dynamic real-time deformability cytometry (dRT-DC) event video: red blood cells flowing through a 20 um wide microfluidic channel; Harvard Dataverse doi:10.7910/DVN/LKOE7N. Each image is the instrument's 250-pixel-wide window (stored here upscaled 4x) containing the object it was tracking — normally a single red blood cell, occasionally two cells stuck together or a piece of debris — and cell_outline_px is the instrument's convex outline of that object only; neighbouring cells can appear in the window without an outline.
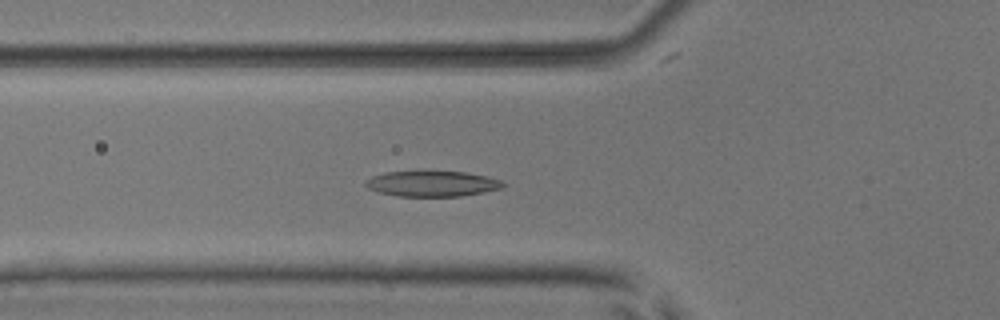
{"species": "common noctule bat (a hibernating species)", "species_latin": "Nyctalus noctula", "temperature_condition": "room temperature", "stored_images_in_passage": 54, "camera_frame_rate_fps": 3000, "um_per_image_px": 0.085, "animal": {"sex": "male", "body_mass_g": 17.9, "forearm_length_mm": 54.2}, "frame": {"image": 1, "passage_image": 20, "time_ms": 6.333, "image_size_px": [1000, 320], "cell_outline_px": [[504, 188], [484, 192], [460, 196], [396, 196], [380, 192], [368, 188], [364, 184], [364, 180], [372, 176], [388, 172], [420, 168], [464, 172], [484, 176], [500, 180], [504, 184]], "centroid_in_image_um": [36.68, 15.57], "position_along_channel_um": 89.1, "area_um2": 21.27}}
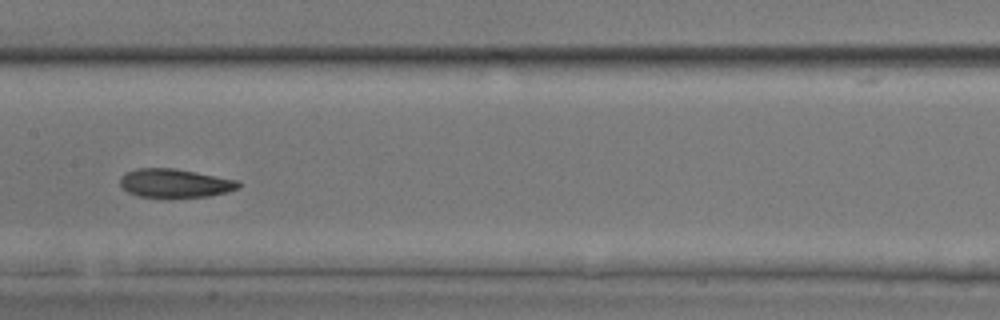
{"frame": {"image": 2, "passage_image": 28, "time_ms": 9.0, "image_size_px": [1000, 320], "cell_outline_px": [[240, 188], [228, 192], [208, 196], [140, 196], [128, 192], [120, 184], [120, 176], [124, 172], [136, 168], [172, 168], [240, 180]], "centroid_in_image_um": [14.88, 15.55], "position_along_channel_um": 192.5, "area_um2": 19.54}}
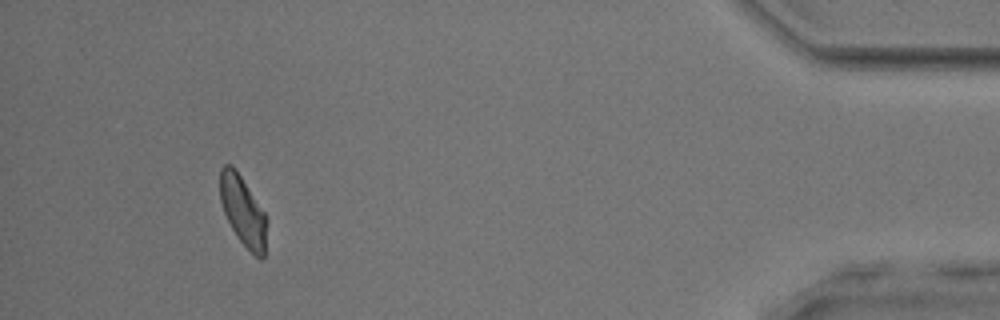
{"frame": {"image": 3, "passage_image": 50, "time_ms": 16.333, "image_size_px": [1000, 320], "cell_outline_px": [[268, 220], [264, 256], [260, 260], [236, 236], [224, 212], [220, 200], [220, 168], [224, 164], [232, 164], [236, 168], [264, 212]], "centroid_in_image_um": [20.66, 17.9], "position_along_channel_um": 414.5, "area_um2": 18.96}, "authors_computed_cell_mechanics": {"area_um2": 20.3456, "velocity_mm_per_s": 3.8845, "shape_relaxation_time_tau1_ms": 5.0906, "shape_relaxation_time_tau2_ms": 3.2784, "deformation_change_tau1": 0.1722, "deformation_change_tau2": 0.1032}}